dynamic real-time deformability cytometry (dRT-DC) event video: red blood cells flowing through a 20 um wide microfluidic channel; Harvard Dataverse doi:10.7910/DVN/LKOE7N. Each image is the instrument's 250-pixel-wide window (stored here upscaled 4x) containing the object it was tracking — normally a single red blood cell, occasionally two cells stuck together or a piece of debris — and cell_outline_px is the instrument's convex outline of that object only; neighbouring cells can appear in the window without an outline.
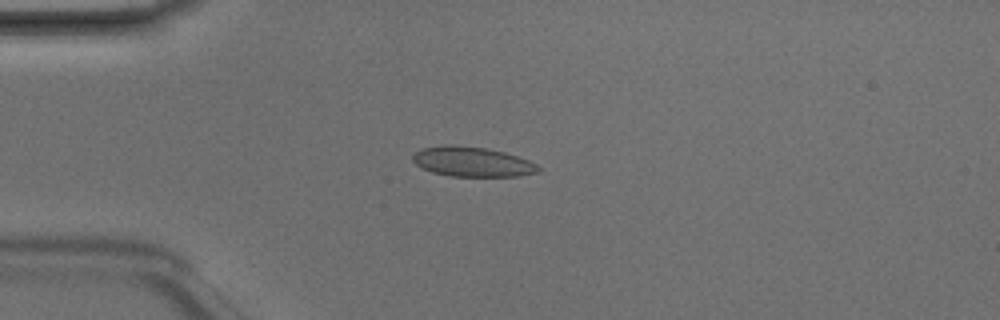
{"species": "Egyptian fruit bat (a non-hibernating species)", "species_latin": "Rousettus aegyptiacus", "temperature_condition": "room temperature", "stored_images_in_passage": 4, "camera_frame_rate_fps": 3000, "um_per_image_px": 0.085, "animal": {"sex": "male"}, "frame": {"image": 1, "passage_image": 3, "time_ms": 0.667, "image_size_px": [1000, 320], "cell_outline_px": [[540, 172], [520, 176], [448, 176], [432, 172], [416, 164], [412, 160], [412, 156], [416, 152], [424, 148], [444, 144], [456, 144], [488, 148], [504, 152], [528, 160], [536, 164], [540, 168]], "centroid_in_image_um": [40.14, 13.74], "position_along_channel_um": 44.9, "area_um2": 21.91}}